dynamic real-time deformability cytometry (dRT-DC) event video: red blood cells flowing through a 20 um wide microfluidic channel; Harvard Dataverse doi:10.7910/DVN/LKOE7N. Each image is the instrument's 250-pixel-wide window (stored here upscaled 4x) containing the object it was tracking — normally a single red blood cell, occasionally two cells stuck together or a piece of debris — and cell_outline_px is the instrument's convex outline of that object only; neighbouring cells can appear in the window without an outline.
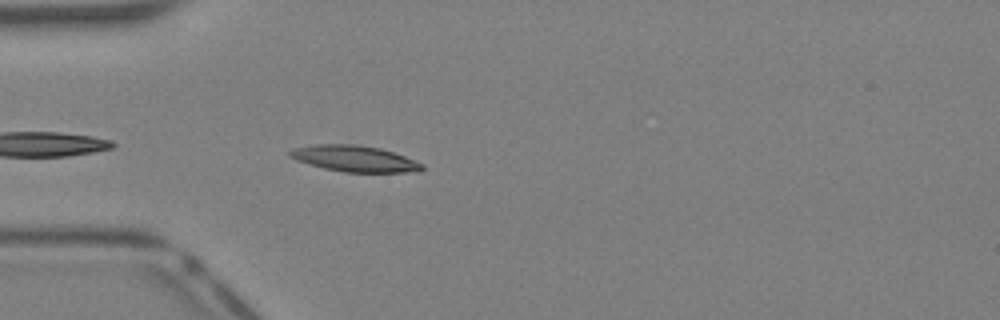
{"species": "Egyptian fruit bat (a non-hibernating species)", "species_latin": "Rousettus aegyptiacus", "temperature_condition": "warm", "stored_images_in_passage": 28, "camera_frame_rate_fps": 3000, "um_per_image_px": 0.085, "animal": {"sex": "female"}, "frame": {"image": 1, "passage_image": 3, "time_ms": 0.667, "image_size_px": [1000, 320], "cell_outline_px": [[424, 168], [420, 172], [344, 172], [324, 168], [296, 160], [288, 156], [288, 152], [296, 148], [316, 144], [356, 144], [380, 148], [404, 156], [424, 164]], "centroid_in_image_um": [30.16, 13.49], "position_along_channel_um": 54.8, "area_um2": 20.06}}
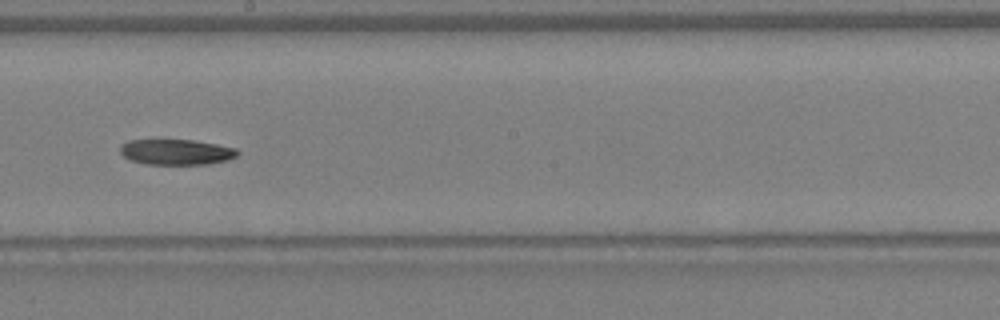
{"frame": {"image": 2, "passage_image": 14, "time_ms": 4.333, "image_size_px": [1000, 320], "cell_outline_px": [[240, 152], [236, 156], [228, 160], [208, 164], [148, 164], [132, 160], [124, 156], [120, 152], [120, 144], [128, 140], [192, 140], [216, 144], [236, 148]], "centroid_in_image_um": [14.99, 12.91], "position_along_channel_um": 233.2, "area_um2": 17.4}}
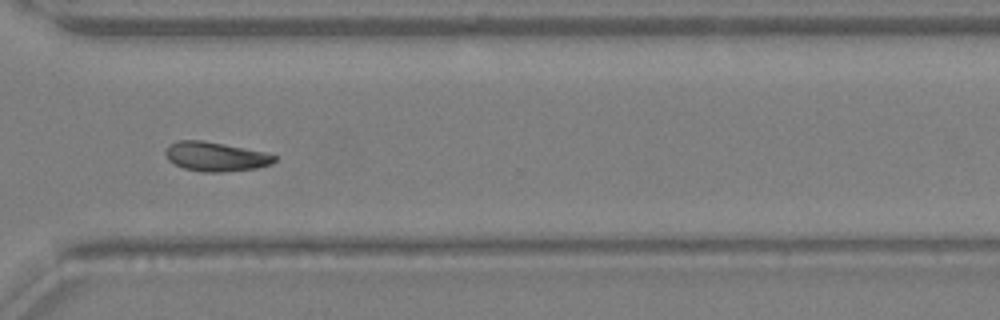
{"frame": {"image": 3, "passage_image": 21, "time_ms": 6.667, "image_size_px": [1000, 320], "cell_outline_px": [[276, 160], [272, 164], [256, 168], [220, 172], [204, 172], [184, 168], [168, 160], [164, 152], [168, 144], [176, 140], [204, 140], [264, 152], [276, 156]], "centroid_in_image_um": [18.29, 13.3], "position_along_channel_um": 352.3, "area_um2": 18.55}}